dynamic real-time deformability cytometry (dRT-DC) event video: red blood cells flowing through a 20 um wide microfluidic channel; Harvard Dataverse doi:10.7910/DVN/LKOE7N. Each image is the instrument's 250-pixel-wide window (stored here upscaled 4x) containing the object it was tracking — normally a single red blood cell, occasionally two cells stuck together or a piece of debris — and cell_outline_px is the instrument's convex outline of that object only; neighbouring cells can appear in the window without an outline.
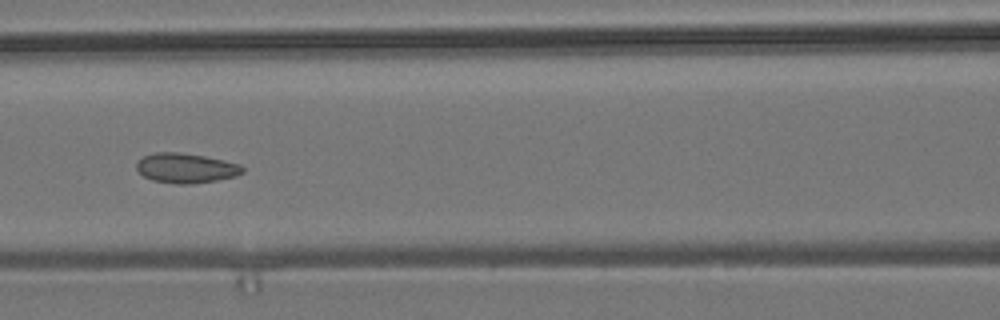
{"species": "common noctule bat (a hibernating species)", "species_latin": "Nyctalus noctula", "temperature_condition": "room temperature", "stored_images_in_passage": 9, "camera_frame_rate_fps": 3000, "um_per_image_px": 0.085, "animal": {"sex": "male", "body_mass_g": 19.2, "forearm_length_mm": 51.8}, "frame": {"image": 1, "passage_image": 7, "time_ms": 7.667, "image_size_px": [1000, 320], "cell_outline_px": [[244, 172], [236, 176], [216, 180], [192, 184], [176, 184], [152, 180], [144, 176], [136, 168], [136, 164], [144, 156], [156, 152], [180, 152], [204, 156], [224, 160], [240, 164], [244, 168]], "centroid_in_image_um": [15.82, 14.29], "position_along_channel_um": 150.8, "area_um2": 18.38}}
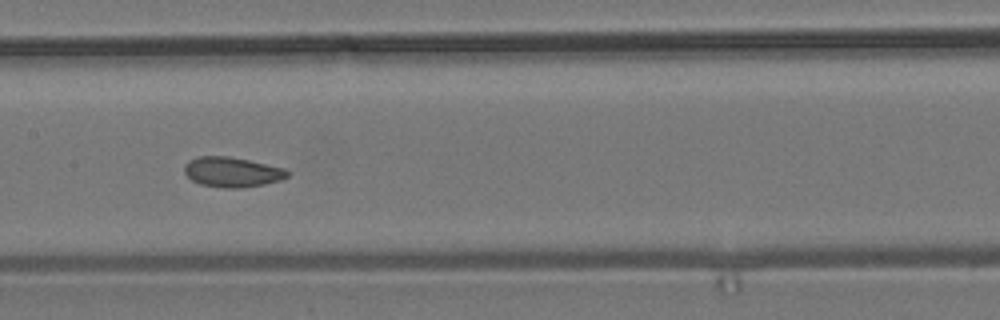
{"frame": {"image": 2, "passage_image": 8, "time_ms": 8.667, "image_size_px": [1000, 320], "cell_outline_px": [[288, 176], [280, 180], [264, 184], [240, 188], [224, 188], [200, 184], [192, 180], [184, 172], [184, 164], [188, 160], [196, 156], [228, 156], [248, 160], [284, 168], [288, 172]], "centroid_in_image_um": [19.68, 14.62], "position_along_channel_um": 187.7, "area_um2": 17.98}}
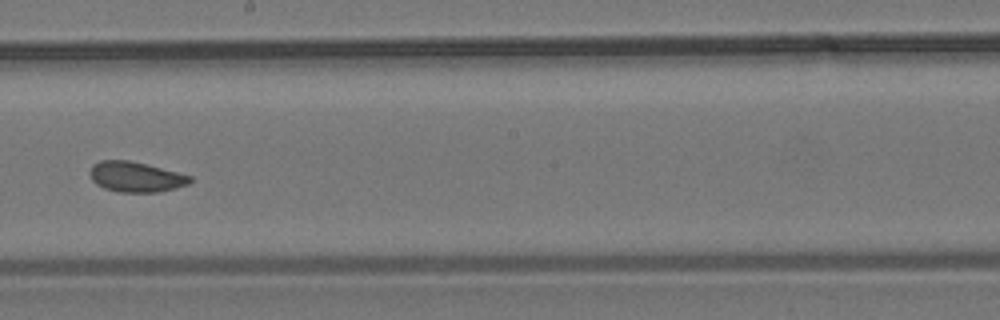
{"frame": {"image": 3, "passage_image": 9, "time_ms": 10.0, "image_size_px": [1000, 320], "cell_outline_px": [[192, 180], [188, 184], [176, 188], [160, 192], [116, 192], [104, 188], [96, 184], [92, 180], [88, 172], [92, 164], [100, 160], [128, 160], [192, 176]], "centroid_in_image_um": [11.5, 15.04], "position_along_channel_um": 236.7, "area_um2": 17.69}}